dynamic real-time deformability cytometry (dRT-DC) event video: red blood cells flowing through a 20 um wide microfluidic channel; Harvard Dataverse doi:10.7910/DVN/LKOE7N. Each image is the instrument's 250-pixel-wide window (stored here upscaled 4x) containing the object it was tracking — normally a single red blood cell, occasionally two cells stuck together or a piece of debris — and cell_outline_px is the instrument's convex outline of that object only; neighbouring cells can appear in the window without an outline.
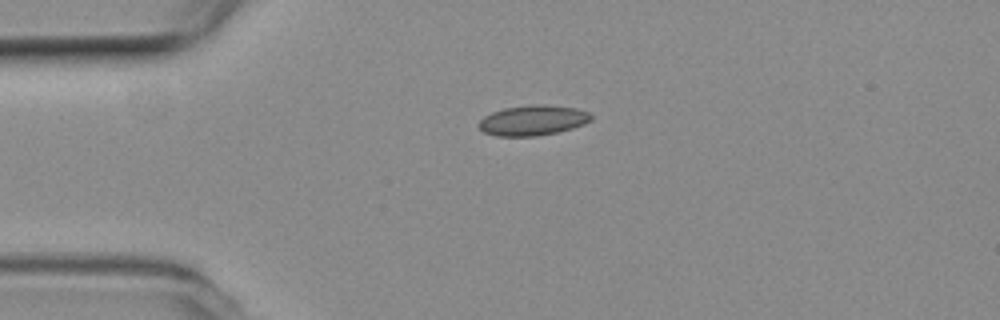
{"species": "common noctule bat (a hibernating species)", "species_latin": "Nyctalus noctula", "temperature_condition": "room temperature", "stored_images_in_passage": 42, "camera_frame_rate_fps": 3000, "um_per_image_px": 0.085, "animal": {"sex": "female", "body_mass_g": 19.3, "forearm_length_mm": 54.1}, "frame": {"image": 1, "passage_image": 1, "time_ms": 0.0, "image_size_px": [1000, 320], "cell_outline_px": [[592, 120], [584, 124], [572, 128], [556, 132], [536, 136], [496, 136], [484, 132], [476, 124], [484, 116], [492, 112], [504, 108], [536, 104], [540, 104], [576, 108], [588, 112], [592, 116]], "centroid_in_image_um": [45.27, 10.23], "position_along_channel_um": 39.7, "area_um2": 19.71}}
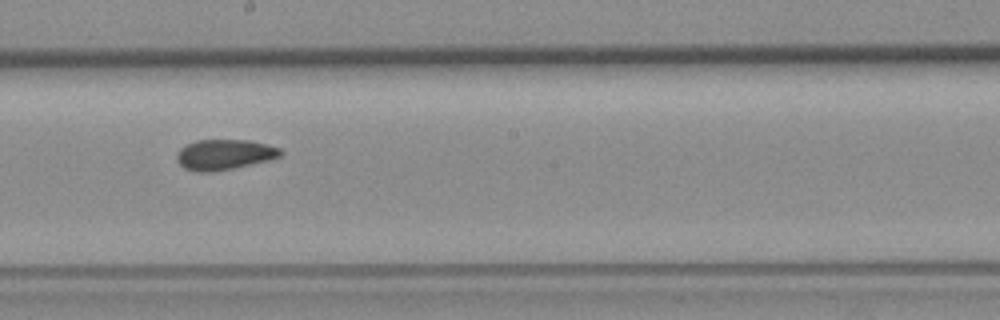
{"frame": {"image": 2, "passage_image": 18, "time_ms": 5.667, "image_size_px": [1000, 320], "cell_outline_px": [[284, 152], [280, 156], [268, 160], [232, 168], [212, 172], [196, 172], [184, 168], [176, 160], [176, 156], [180, 148], [196, 140], [248, 140], [268, 144], [280, 148]], "centroid_in_image_um": [19.06, 13.13], "position_along_channel_um": 229.1, "area_um2": 18.32}}
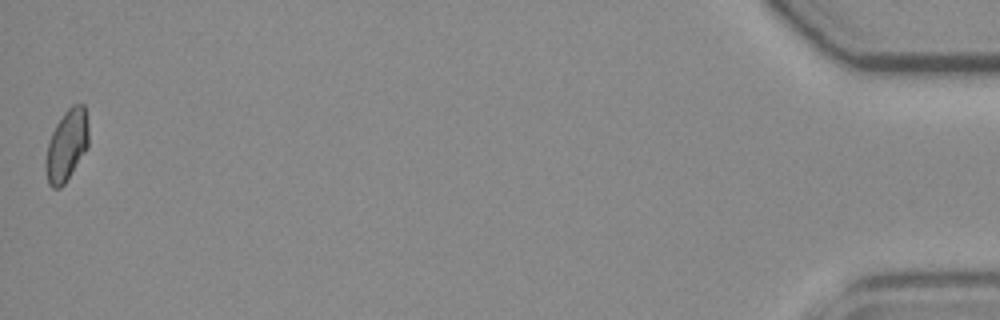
{"frame": {"image": 3, "passage_image": 42, "time_ms": 13.667, "image_size_px": [1000, 320], "cell_outline_px": [[88, 148], [64, 184], [60, 188], [52, 188], [48, 184], [44, 168], [44, 160], [48, 144], [52, 132], [56, 124], [64, 112], [72, 104], [84, 104], [88, 124]], "centroid_in_image_um": [5.65, 12.37], "position_along_channel_um": 429.5, "area_um2": 18.03}, "authors_computed_cell_mechanics": {"area_um2": 18.207, "velocity_mm_per_s": 3.7942, "shape_relaxation_time_tau1_ms": null, "shape_relaxation_time_tau2_ms": 2.1187, "deformation_change_tau1": null, "deformation_change_tau2": 0.0541}}